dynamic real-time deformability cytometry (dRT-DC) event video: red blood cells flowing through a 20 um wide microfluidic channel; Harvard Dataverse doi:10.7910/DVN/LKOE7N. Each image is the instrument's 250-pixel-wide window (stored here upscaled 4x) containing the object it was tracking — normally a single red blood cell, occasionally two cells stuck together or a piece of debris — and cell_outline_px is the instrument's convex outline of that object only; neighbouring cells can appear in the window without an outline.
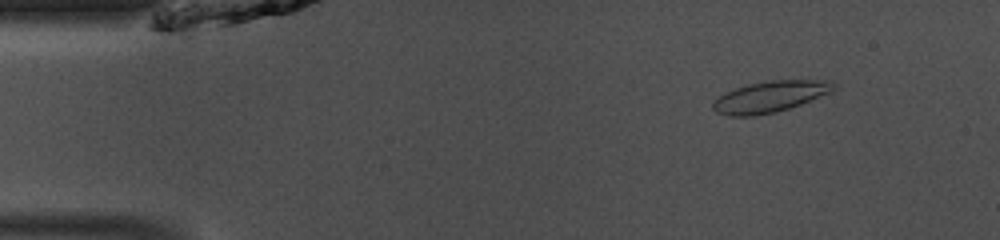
{"species": "common noctule bat (a hibernating species)", "species_latin": "Nyctalus noctula", "temperature_condition": "room temperature", "stored_images_in_passage": 48, "camera_frame_rate_fps": 3000, "um_per_image_px": 0.085, "animal": {"sex": "male", "body_mass_g": 13.0, "forearm_length_mm": 53.1}, "frame": {"image": 1, "passage_image": 6, "time_ms": 1.667, "image_size_px": [1000, 240], "cell_outline_px": [[836, 88], [832, 92], [800, 104], [776, 112], [756, 116], [728, 116], [716, 112], [712, 108], [712, 104], [720, 96], [736, 88], [748, 84], [772, 80], [832, 80], [836, 84]], "centroid_in_image_um": [65.49, 8.22], "position_along_channel_um": 19.5, "area_um2": 21.85}}
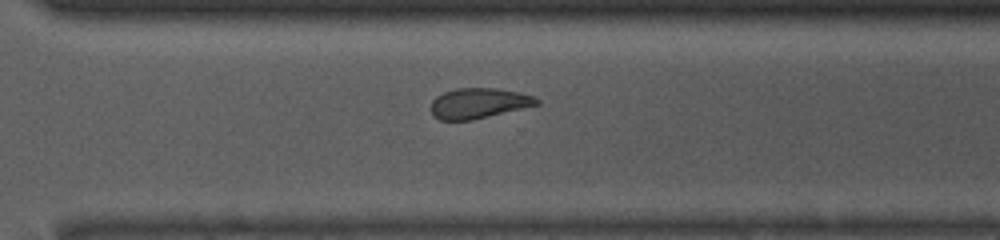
{"frame": {"image": 2, "passage_image": 34, "time_ms": 11.0, "image_size_px": [1000, 240], "cell_outline_px": [[540, 104], [472, 120], [440, 120], [432, 116], [432, 100], [436, 96], [444, 92], [456, 88], [496, 88], [536, 96], [540, 100]], "centroid_in_image_um": [40.69, 8.77], "position_along_channel_um": 329.9, "area_um2": 18.67}}
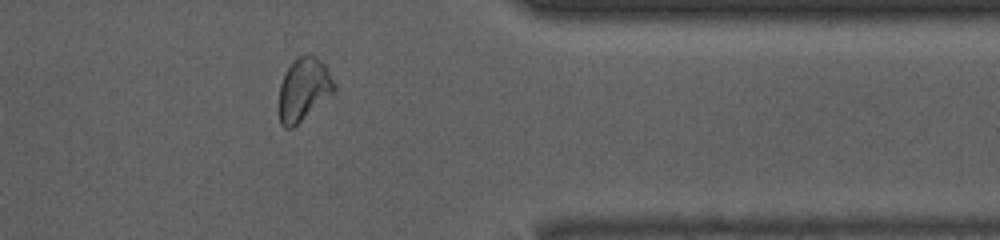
{"frame": {"image": 3, "passage_image": 39, "time_ms": 12.667, "image_size_px": [1000, 240], "cell_outline_px": [[336, 92], [292, 128], [284, 128], [280, 124], [280, 84], [288, 68], [296, 56], [308, 52], [316, 56], [324, 64], [336, 84]], "centroid_in_image_um": [25.85, 7.56], "position_along_channel_um": 385.6, "area_um2": 20.35}, "authors_computed_cell_mechanics": {"area_um2": 20.3745, "velocity_mm_per_s": 4.1009, "shape_relaxation_time_tau1_ms": 3.8254, "shape_relaxation_time_tau2_ms": 2.8365, "deformation_change_tau1": 0.1358, "deformation_change_tau2": 0.1051}}